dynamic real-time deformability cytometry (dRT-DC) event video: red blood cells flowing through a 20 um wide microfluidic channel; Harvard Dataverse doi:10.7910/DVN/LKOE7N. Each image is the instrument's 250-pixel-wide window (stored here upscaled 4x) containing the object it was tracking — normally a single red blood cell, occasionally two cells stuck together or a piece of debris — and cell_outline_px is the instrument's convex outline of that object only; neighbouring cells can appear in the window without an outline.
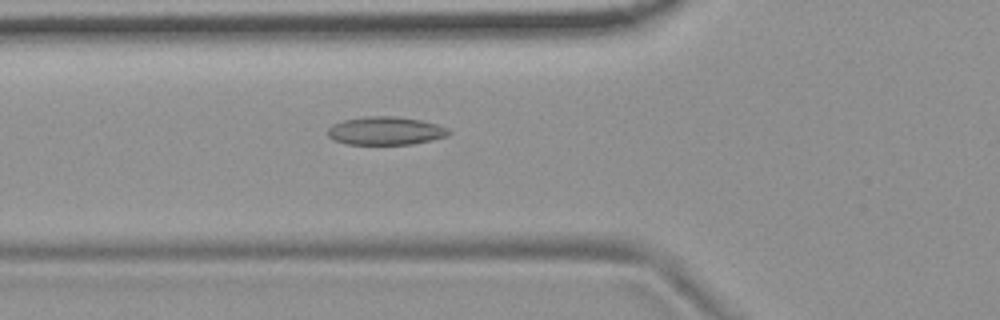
{"species": "common noctule bat (a hibernating species)", "species_latin": "Nyctalus noctula", "temperature_condition": "room temperature", "stored_images_in_passage": 55, "camera_frame_rate_fps": 3000, "um_per_image_px": 0.085, "animal": {"sex": "female", "body_mass_g": 19.9}, "frame": {"image": 1, "passage_image": 20, "time_ms": 6.333, "image_size_px": [1000, 320], "cell_outline_px": [[452, 132], [448, 136], [432, 140], [412, 144], [348, 144], [332, 140], [328, 136], [328, 128], [332, 124], [344, 120], [364, 116], [396, 116], [420, 120], [436, 124], [448, 128]], "centroid_in_image_um": [32.77, 11.12], "position_along_channel_um": 93.0, "area_um2": 20.0}}
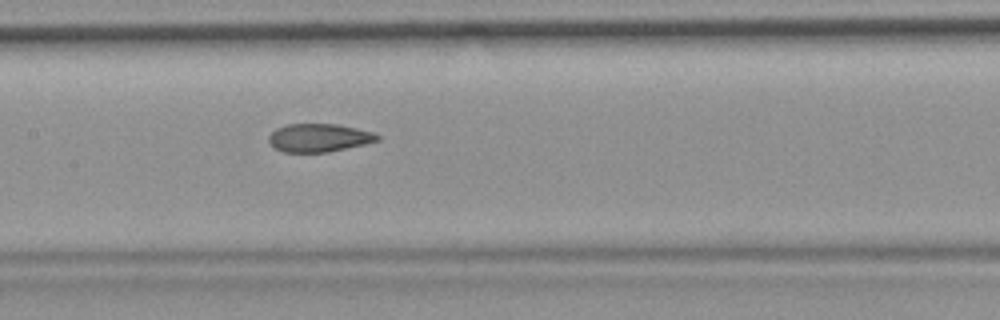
{"frame": {"image": 2, "passage_image": 27, "time_ms": 8.667, "image_size_px": [1000, 320], "cell_outline_px": [[380, 140], [364, 144], [328, 152], [284, 152], [276, 148], [268, 140], [268, 136], [276, 128], [288, 124], [336, 124], [356, 128], [372, 132], [380, 136]], "centroid_in_image_um": [27.11, 11.71], "position_along_channel_um": 180.3, "area_um2": 17.69}}
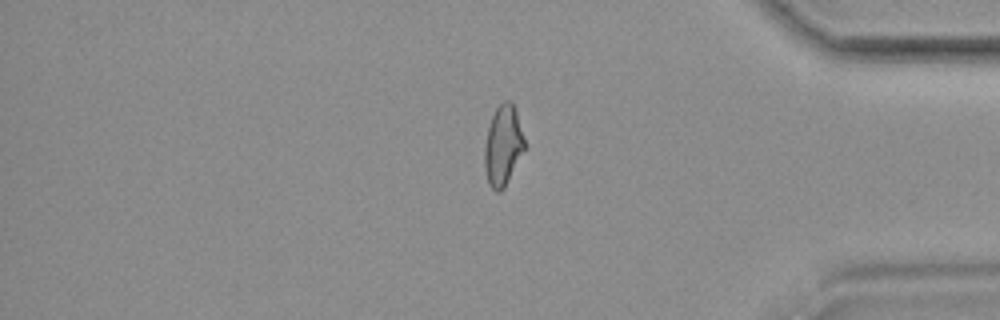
{"frame": {"image": 3, "passage_image": 46, "time_ms": 15.0, "image_size_px": [1000, 320], "cell_outline_px": [[524, 148], [504, 188], [500, 192], [496, 192], [488, 184], [484, 168], [484, 144], [488, 128], [492, 116], [496, 108], [504, 100], [512, 100], [516, 108], [524, 140]], "centroid_in_image_um": [42.73, 12.35], "position_along_channel_um": 392.5, "area_um2": 18.61}, "authors_computed_cell_mechanics": {"area_um2": 19.3052, "velocity_mm_per_s": 3.725, "shape_relaxation_time_tau1_ms": null, "shape_relaxation_time_tau2_ms": 2.144, "deformation_change_tau1": null, "deformation_change_tau2": 0.0803}}